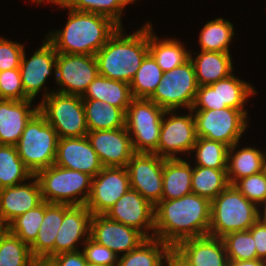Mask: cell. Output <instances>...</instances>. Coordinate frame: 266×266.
<instances>
[{"instance_id": "1", "label": "cell", "mask_w": 266, "mask_h": 266, "mask_svg": "<svg viewBox=\"0 0 266 266\" xmlns=\"http://www.w3.org/2000/svg\"><path fill=\"white\" fill-rule=\"evenodd\" d=\"M211 202L197 194L161 200L154 207V237L172 249L182 240L208 235Z\"/></svg>"}, {"instance_id": "2", "label": "cell", "mask_w": 266, "mask_h": 266, "mask_svg": "<svg viewBox=\"0 0 266 266\" xmlns=\"http://www.w3.org/2000/svg\"><path fill=\"white\" fill-rule=\"evenodd\" d=\"M49 3L69 10L64 28L50 31L45 37L58 53L95 56L120 27L109 17L73 10L61 0Z\"/></svg>"}, {"instance_id": "3", "label": "cell", "mask_w": 266, "mask_h": 266, "mask_svg": "<svg viewBox=\"0 0 266 266\" xmlns=\"http://www.w3.org/2000/svg\"><path fill=\"white\" fill-rule=\"evenodd\" d=\"M123 27L110 37L95 54L99 75L130 83L148 51V22L133 34H125Z\"/></svg>"}, {"instance_id": "4", "label": "cell", "mask_w": 266, "mask_h": 266, "mask_svg": "<svg viewBox=\"0 0 266 266\" xmlns=\"http://www.w3.org/2000/svg\"><path fill=\"white\" fill-rule=\"evenodd\" d=\"M258 220V206L229 185L211 201L208 235L222 238L226 234L249 230Z\"/></svg>"}, {"instance_id": "5", "label": "cell", "mask_w": 266, "mask_h": 266, "mask_svg": "<svg viewBox=\"0 0 266 266\" xmlns=\"http://www.w3.org/2000/svg\"><path fill=\"white\" fill-rule=\"evenodd\" d=\"M42 199L48 203L85 205L90 196L92 176L53 164L34 175Z\"/></svg>"}, {"instance_id": "6", "label": "cell", "mask_w": 266, "mask_h": 266, "mask_svg": "<svg viewBox=\"0 0 266 266\" xmlns=\"http://www.w3.org/2000/svg\"><path fill=\"white\" fill-rule=\"evenodd\" d=\"M58 139L55 129L39 111L29 120L15 147L33 175L55 163Z\"/></svg>"}, {"instance_id": "7", "label": "cell", "mask_w": 266, "mask_h": 266, "mask_svg": "<svg viewBox=\"0 0 266 266\" xmlns=\"http://www.w3.org/2000/svg\"><path fill=\"white\" fill-rule=\"evenodd\" d=\"M44 88L43 99L38 102L39 112L55 129L58 138L86 136L88 127L82 97L54 90L47 92L48 87Z\"/></svg>"}, {"instance_id": "8", "label": "cell", "mask_w": 266, "mask_h": 266, "mask_svg": "<svg viewBox=\"0 0 266 266\" xmlns=\"http://www.w3.org/2000/svg\"><path fill=\"white\" fill-rule=\"evenodd\" d=\"M165 111L149 99L134 98L131 101L125 115V127L135 153L158 155L161 122Z\"/></svg>"}, {"instance_id": "9", "label": "cell", "mask_w": 266, "mask_h": 266, "mask_svg": "<svg viewBox=\"0 0 266 266\" xmlns=\"http://www.w3.org/2000/svg\"><path fill=\"white\" fill-rule=\"evenodd\" d=\"M197 137L221 142L231 147L240 142L248 127L246 110L222 108L216 110H192Z\"/></svg>"}, {"instance_id": "10", "label": "cell", "mask_w": 266, "mask_h": 266, "mask_svg": "<svg viewBox=\"0 0 266 266\" xmlns=\"http://www.w3.org/2000/svg\"><path fill=\"white\" fill-rule=\"evenodd\" d=\"M198 84L192 62L164 72L161 82L149 98L164 110L192 109Z\"/></svg>"}, {"instance_id": "11", "label": "cell", "mask_w": 266, "mask_h": 266, "mask_svg": "<svg viewBox=\"0 0 266 266\" xmlns=\"http://www.w3.org/2000/svg\"><path fill=\"white\" fill-rule=\"evenodd\" d=\"M254 86L231 74L211 85L198 86L195 101L191 110H216L233 108L246 110L248 97L255 95Z\"/></svg>"}, {"instance_id": "12", "label": "cell", "mask_w": 266, "mask_h": 266, "mask_svg": "<svg viewBox=\"0 0 266 266\" xmlns=\"http://www.w3.org/2000/svg\"><path fill=\"white\" fill-rule=\"evenodd\" d=\"M180 115L176 110H166L161 122L158 156L164 159H181L178 153L191 151L197 140L195 117L191 109ZM168 116V117H167Z\"/></svg>"}, {"instance_id": "13", "label": "cell", "mask_w": 266, "mask_h": 266, "mask_svg": "<svg viewBox=\"0 0 266 266\" xmlns=\"http://www.w3.org/2000/svg\"><path fill=\"white\" fill-rule=\"evenodd\" d=\"M169 266H228L223 239L205 235L182 240L172 249Z\"/></svg>"}, {"instance_id": "14", "label": "cell", "mask_w": 266, "mask_h": 266, "mask_svg": "<svg viewBox=\"0 0 266 266\" xmlns=\"http://www.w3.org/2000/svg\"><path fill=\"white\" fill-rule=\"evenodd\" d=\"M99 75L94 55L58 53L55 80L63 94L82 96L90 83Z\"/></svg>"}, {"instance_id": "15", "label": "cell", "mask_w": 266, "mask_h": 266, "mask_svg": "<svg viewBox=\"0 0 266 266\" xmlns=\"http://www.w3.org/2000/svg\"><path fill=\"white\" fill-rule=\"evenodd\" d=\"M164 158L155 153H135L127 163L130 188L154 207L162 200Z\"/></svg>"}, {"instance_id": "16", "label": "cell", "mask_w": 266, "mask_h": 266, "mask_svg": "<svg viewBox=\"0 0 266 266\" xmlns=\"http://www.w3.org/2000/svg\"><path fill=\"white\" fill-rule=\"evenodd\" d=\"M129 189L126 167H103L92 178L91 192L85 206L92 215H104Z\"/></svg>"}, {"instance_id": "17", "label": "cell", "mask_w": 266, "mask_h": 266, "mask_svg": "<svg viewBox=\"0 0 266 266\" xmlns=\"http://www.w3.org/2000/svg\"><path fill=\"white\" fill-rule=\"evenodd\" d=\"M90 238L109 248L118 257L120 253L122 256L137 248L147 239L140 231L109 219L106 215H92Z\"/></svg>"}, {"instance_id": "18", "label": "cell", "mask_w": 266, "mask_h": 266, "mask_svg": "<svg viewBox=\"0 0 266 266\" xmlns=\"http://www.w3.org/2000/svg\"><path fill=\"white\" fill-rule=\"evenodd\" d=\"M104 215L140 231L146 238L154 237V206L131 188Z\"/></svg>"}, {"instance_id": "19", "label": "cell", "mask_w": 266, "mask_h": 266, "mask_svg": "<svg viewBox=\"0 0 266 266\" xmlns=\"http://www.w3.org/2000/svg\"><path fill=\"white\" fill-rule=\"evenodd\" d=\"M57 56L58 52L46 38L29 59L26 58L24 49L19 69L22 86L28 99H35L47 83V78L52 75L51 73L56 75Z\"/></svg>"}, {"instance_id": "20", "label": "cell", "mask_w": 266, "mask_h": 266, "mask_svg": "<svg viewBox=\"0 0 266 266\" xmlns=\"http://www.w3.org/2000/svg\"><path fill=\"white\" fill-rule=\"evenodd\" d=\"M86 136L103 167H126L135 154L126 127L88 131Z\"/></svg>"}, {"instance_id": "21", "label": "cell", "mask_w": 266, "mask_h": 266, "mask_svg": "<svg viewBox=\"0 0 266 266\" xmlns=\"http://www.w3.org/2000/svg\"><path fill=\"white\" fill-rule=\"evenodd\" d=\"M55 165L95 177L103 168L87 136L59 138Z\"/></svg>"}, {"instance_id": "22", "label": "cell", "mask_w": 266, "mask_h": 266, "mask_svg": "<svg viewBox=\"0 0 266 266\" xmlns=\"http://www.w3.org/2000/svg\"><path fill=\"white\" fill-rule=\"evenodd\" d=\"M91 218L92 213L85 205H71L64 212L55 240L54 256L80 250L77 246H83L90 237Z\"/></svg>"}, {"instance_id": "23", "label": "cell", "mask_w": 266, "mask_h": 266, "mask_svg": "<svg viewBox=\"0 0 266 266\" xmlns=\"http://www.w3.org/2000/svg\"><path fill=\"white\" fill-rule=\"evenodd\" d=\"M31 180L29 183L0 189V219L7 225L43 202L37 178L33 176Z\"/></svg>"}, {"instance_id": "24", "label": "cell", "mask_w": 266, "mask_h": 266, "mask_svg": "<svg viewBox=\"0 0 266 266\" xmlns=\"http://www.w3.org/2000/svg\"><path fill=\"white\" fill-rule=\"evenodd\" d=\"M33 100L0 99V145L15 146L29 120L39 111Z\"/></svg>"}, {"instance_id": "25", "label": "cell", "mask_w": 266, "mask_h": 266, "mask_svg": "<svg viewBox=\"0 0 266 266\" xmlns=\"http://www.w3.org/2000/svg\"><path fill=\"white\" fill-rule=\"evenodd\" d=\"M69 204L48 203L44 201V218L38 231L37 238L30 245L34 259H45L54 256V245L57 233L63 221L64 212Z\"/></svg>"}, {"instance_id": "26", "label": "cell", "mask_w": 266, "mask_h": 266, "mask_svg": "<svg viewBox=\"0 0 266 266\" xmlns=\"http://www.w3.org/2000/svg\"><path fill=\"white\" fill-rule=\"evenodd\" d=\"M189 59L193 64L198 86L211 85L234 72L230 53L200 50L194 58L190 51Z\"/></svg>"}, {"instance_id": "27", "label": "cell", "mask_w": 266, "mask_h": 266, "mask_svg": "<svg viewBox=\"0 0 266 266\" xmlns=\"http://www.w3.org/2000/svg\"><path fill=\"white\" fill-rule=\"evenodd\" d=\"M148 22V51L163 72L182 65L189 59L190 51L184 43L174 38H158Z\"/></svg>"}, {"instance_id": "28", "label": "cell", "mask_w": 266, "mask_h": 266, "mask_svg": "<svg viewBox=\"0 0 266 266\" xmlns=\"http://www.w3.org/2000/svg\"><path fill=\"white\" fill-rule=\"evenodd\" d=\"M193 167L181 159H164L162 200H173L192 193Z\"/></svg>"}, {"instance_id": "29", "label": "cell", "mask_w": 266, "mask_h": 266, "mask_svg": "<svg viewBox=\"0 0 266 266\" xmlns=\"http://www.w3.org/2000/svg\"><path fill=\"white\" fill-rule=\"evenodd\" d=\"M82 99L100 100L121 108L125 113L134 99L129 83L98 75L88 86Z\"/></svg>"}, {"instance_id": "30", "label": "cell", "mask_w": 266, "mask_h": 266, "mask_svg": "<svg viewBox=\"0 0 266 266\" xmlns=\"http://www.w3.org/2000/svg\"><path fill=\"white\" fill-rule=\"evenodd\" d=\"M172 248L158 238H147L137 248L118 257L117 266H164L170 264Z\"/></svg>"}, {"instance_id": "31", "label": "cell", "mask_w": 266, "mask_h": 266, "mask_svg": "<svg viewBox=\"0 0 266 266\" xmlns=\"http://www.w3.org/2000/svg\"><path fill=\"white\" fill-rule=\"evenodd\" d=\"M239 142L228 148L227 153V178L230 185L237 180L261 172L262 160L265 151L254 147H242L236 150Z\"/></svg>"}, {"instance_id": "32", "label": "cell", "mask_w": 266, "mask_h": 266, "mask_svg": "<svg viewBox=\"0 0 266 266\" xmlns=\"http://www.w3.org/2000/svg\"><path fill=\"white\" fill-rule=\"evenodd\" d=\"M88 131L125 127L126 113L118 107L100 100L83 99Z\"/></svg>"}, {"instance_id": "33", "label": "cell", "mask_w": 266, "mask_h": 266, "mask_svg": "<svg viewBox=\"0 0 266 266\" xmlns=\"http://www.w3.org/2000/svg\"><path fill=\"white\" fill-rule=\"evenodd\" d=\"M234 35V25L230 20L223 19V17L210 20L200 32L198 39L200 50L230 53L229 46Z\"/></svg>"}, {"instance_id": "34", "label": "cell", "mask_w": 266, "mask_h": 266, "mask_svg": "<svg viewBox=\"0 0 266 266\" xmlns=\"http://www.w3.org/2000/svg\"><path fill=\"white\" fill-rule=\"evenodd\" d=\"M229 185L226 169L194 166L191 179L193 194H197L211 202Z\"/></svg>"}, {"instance_id": "35", "label": "cell", "mask_w": 266, "mask_h": 266, "mask_svg": "<svg viewBox=\"0 0 266 266\" xmlns=\"http://www.w3.org/2000/svg\"><path fill=\"white\" fill-rule=\"evenodd\" d=\"M33 176L15 146L0 145V189L22 184L26 180L29 182Z\"/></svg>"}, {"instance_id": "36", "label": "cell", "mask_w": 266, "mask_h": 266, "mask_svg": "<svg viewBox=\"0 0 266 266\" xmlns=\"http://www.w3.org/2000/svg\"><path fill=\"white\" fill-rule=\"evenodd\" d=\"M163 74L154 58L148 54L129 83L133 98L149 99L161 82Z\"/></svg>"}, {"instance_id": "37", "label": "cell", "mask_w": 266, "mask_h": 266, "mask_svg": "<svg viewBox=\"0 0 266 266\" xmlns=\"http://www.w3.org/2000/svg\"><path fill=\"white\" fill-rule=\"evenodd\" d=\"M68 8L81 12H90L100 14L112 19L120 27L122 24V15L125 7L132 0H61Z\"/></svg>"}, {"instance_id": "38", "label": "cell", "mask_w": 266, "mask_h": 266, "mask_svg": "<svg viewBox=\"0 0 266 266\" xmlns=\"http://www.w3.org/2000/svg\"><path fill=\"white\" fill-rule=\"evenodd\" d=\"M228 146L218 142L197 137L191 152L195 153V166L212 169H227Z\"/></svg>"}, {"instance_id": "39", "label": "cell", "mask_w": 266, "mask_h": 266, "mask_svg": "<svg viewBox=\"0 0 266 266\" xmlns=\"http://www.w3.org/2000/svg\"><path fill=\"white\" fill-rule=\"evenodd\" d=\"M34 260L30 246L8 230L0 241V266H29Z\"/></svg>"}, {"instance_id": "40", "label": "cell", "mask_w": 266, "mask_h": 266, "mask_svg": "<svg viewBox=\"0 0 266 266\" xmlns=\"http://www.w3.org/2000/svg\"><path fill=\"white\" fill-rule=\"evenodd\" d=\"M44 218V201L36 208L15 218L8 230L29 246L35 241Z\"/></svg>"}, {"instance_id": "41", "label": "cell", "mask_w": 266, "mask_h": 266, "mask_svg": "<svg viewBox=\"0 0 266 266\" xmlns=\"http://www.w3.org/2000/svg\"><path fill=\"white\" fill-rule=\"evenodd\" d=\"M228 260H254L257 251L253 236L249 230L231 232L222 237Z\"/></svg>"}, {"instance_id": "42", "label": "cell", "mask_w": 266, "mask_h": 266, "mask_svg": "<svg viewBox=\"0 0 266 266\" xmlns=\"http://www.w3.org/2000/svg\"><path fill=\"white\" fill-rule=\"evenodd\" d=\"M239 192L258 207L266 199V178L263 174L243 177L233 184Z\"/></svg>"}, {"instance_id": "43", "label": "cell", "mask_w": 266, "mask_h": 266, "mask_svg": "<svg viewBox=\"0 0 266 266\" xmlns=\"http://www.w3.org/2000/svg\"><path fill=\"white\" fill-rule=\"evenodd\" d=\"M0 99L27 100L22 86L20 69H10L0 72Z\"/></svg>"}, {"instance_id": "44", "label": "cell", "mask_w": 266, "mask_h": 266, "mask_svg": "<svg viewBox=\"0 0 266 266\" xmlns=\"http://www.w3.org/2000/svg\"><path fill=\"white\" fill-rule=\"evenodd\" d=\"M82 251L86 261L99 266H117L118 256L104 245L98 244L90 237L84 243Z\"/></svg>"}, {"instance_id": "45", "label": "cell", "mask_w": 266, "mask_h": 266, "mask_svg": "<svg viewBox=\"0 0 266 266\" xmlns=\"http://www.w3.org/2000/svg\"><path fill=\"white\" fill-rule=\"evenodd\" d=\"M23 44L0 37V72L20 67Z\"/></svg>"}, {"instance_id": "46", "label": "cell", "mask_w": 266, "mask_h": 266, "mask_svg": "<svg viewBox=\"0 0 266 266\" xmlns=\"http://www.w3.org/2000/svg\"><path fill=\"white\" fill-rule=\"evenodd\" d=\"M53 266H87L83 251L61 253L48 259Z\"/></svg>"}, {"instance_id": "47", "label": "cell", "mask_w": 266, "mask_h": 266, "mask_svg": "<svg viewBox=\"0 0 266 266\" xmlns=\"http://www.w3.org/2000/svg\"><path fill=\"white\" fill-rule=\"evenodd\" d=\"M251 232L257 251V259L266 261V223L257 220L249 229Z\"/></svg>"}, {"instance_id": "48", "label": "cell", "mask_w": 266, "mask_h": 266, "mask_svg": "<svg viewBox=\"0 0 266 266\" xmlns=\"http://www.w3.org/2000/svg\"><path fill=\"white\" fill-rule=\"evenodd\" d=\"M228 266H266V261L262 259L228 260Z\"/></svg>"}, {"instance_id": "49", "label": "cell", "mask_w": 266, "mask_h": 266, "mask_svg": "<svg viewBox=\"0 0 266 266\" xmlns=\"http://www.w3.org/2000/svg\"><path fill=\"white\" fill-rule=\"evenodd\" d=\"M260 205H263V209H260V207H258V220L266 223V199Z\"/></svg>"}, {"instance_id": "50", "label": "cell", "mask_w": 266, "mask_h": 266, "mask_svg": "<svg viewBox=\"0 0 266 266\" xmlns=\"http://www.w3.org/2000/svg\"><path fill=\"white\" fill-rule=\"evenodd\" d=\"M29 266H53L49 260L35 259Z\"/></svg>"}, {"instance_id": "51", "label": "cell", "mask_w": 266, "mask_h": 266, "mask_svg": "<svg viewBox=\"0 0 266 266\" xmlns=\"http://www.w3.org/2000/svg\"><path fill=\"white\" fill-rule=\"evenodd\" d=\"M8 231V225L0 219V241Z\"/></svg>"}, {"instance_id": "52", "label": "cell", "mask_w": 266, "mask_h": 266, "mask_svg": "<svg viewBox=\"0 0 266 266\" xmlns=\"http://www.w3.org/2000/svg\"><path fill=\"white\" fill-rule=\"evenodd\" d=\"M261 173L266 178V152L262 160V167H261Z\"/></svg>"}, {"instance_id": "53", "label": "cell", "mask_w": 266, "mask_h": 266, "mask_svg": "<svg viewBox=\"0 0 266 266\" xmlns=\"http://www.w3.org/2000/svg\"><path fill=\"white\" fill-rule=\"evenodd\" d=\"M31 1H33V2H35L34 4H41V3H45V2H47V3H49V2H53V1H60V0H31Z\"/></svg>"}, {"instance_id": "54", "label": "cell", "mask_w": 266, "mask_h": 266, "mask_svg": "<svg viewBox=\"0 0 266 266\" xmlns=\"http://www.w3.org/2000/svg\"><path fill=\"white\" fill-rule=\"evenodd\" d=\"M87 266H99V265H94V264L87 263Z\"/></svg>"}]
</instances>
